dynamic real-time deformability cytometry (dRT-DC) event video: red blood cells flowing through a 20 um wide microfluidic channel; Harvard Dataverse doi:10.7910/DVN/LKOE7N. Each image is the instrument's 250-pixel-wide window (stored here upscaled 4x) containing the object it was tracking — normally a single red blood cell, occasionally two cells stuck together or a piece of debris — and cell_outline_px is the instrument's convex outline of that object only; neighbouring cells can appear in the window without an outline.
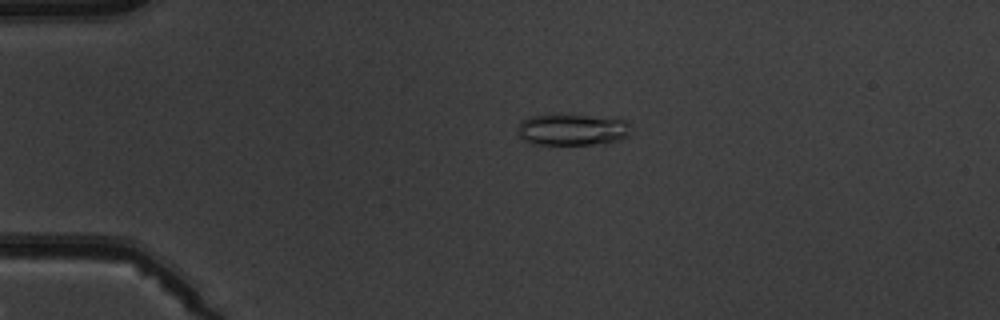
{"species": "common noctule bat (a hibernating species)", "species_latin": "Nyctalus noctula", "temperature_condition": "warm", "stored_images_in_passage": 4, "camera_frame_rate_fps": 3000, "um_per_image_px": 0.085, "animal": {"sex": "male", "body_mass_g": 19.5, "forearm_length_mm": 54.6}, "frame": {"image": 1, "passage_image": 3, "time_ms": 3.333, "image_size_px": [1000, 320], "cell_outline_px": [[628, 136], [616, 140], [592, 144], [536, 144], [524, 140], [516, 132], [520, 124], [528, 116], [556, 112], [624, 120], [628, 124]], "centroid_in_image_um": [48.54, 10.98], "position_along_channel_um": 36.5, "area_um2": 20.81}}